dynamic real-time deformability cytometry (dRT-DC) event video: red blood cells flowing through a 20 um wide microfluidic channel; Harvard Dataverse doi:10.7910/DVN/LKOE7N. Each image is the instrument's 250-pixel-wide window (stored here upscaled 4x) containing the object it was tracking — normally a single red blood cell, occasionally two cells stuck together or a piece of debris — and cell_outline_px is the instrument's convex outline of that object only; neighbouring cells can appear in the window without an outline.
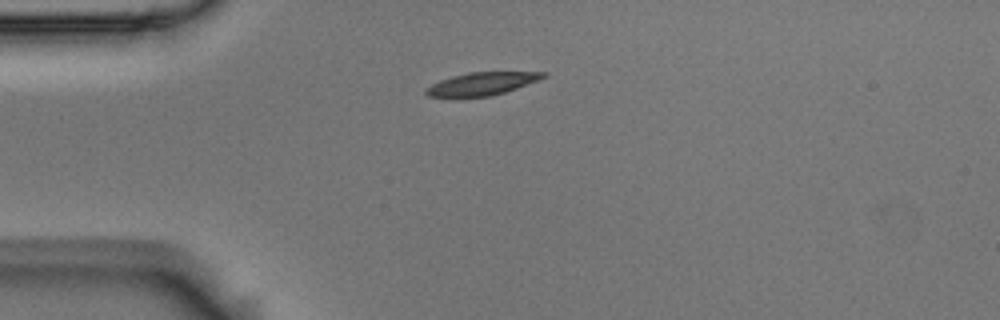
{"species": "Egyptian fruit bat (a non-hibernating species)", "species_latin": "Rousettus aegyptiacus", "temperature_condition": "room temperature", "stored_images_in_passage": 43, "camera_frame_rate_fps": 3000, "um_per_image_px": 0.085, "animal": {"sex": "male"}, "frame": {"image": 1, "passage_image": 1, "time_ms": 0.0, "image_size_px": [1000, 320], "cell_outline_px": [[548, 76], [516, 88], [492, 96], [428, 96], [424, 92], [424, 88], [440, 80], [452, 76], [468, 72], [548, 72]], "centroid_in_image_um": [40.96, 7.1], "position_along_channel_um": 44.0, "area_um2": 15.37}}
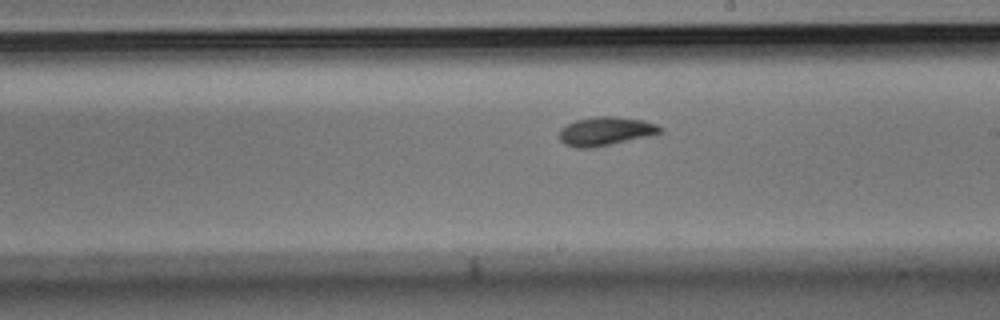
{"frame": {"image": 2, "passage_image": 19, "time_ms": 6.0, "image_size_px": [1000, 320], "cell_outline_px": [[664, 132], [652, 136], [592, 148], [576, 148], [564, 144], [556, 136], [560, 128], [576, 120], [596, 116], [616, 116], [644, 120], [656, 124], [664, 128]], "centroid_in_image_um": [51.49, 11.16], "position_along_channel_um": 237.5, "area_um2": 17.34}}
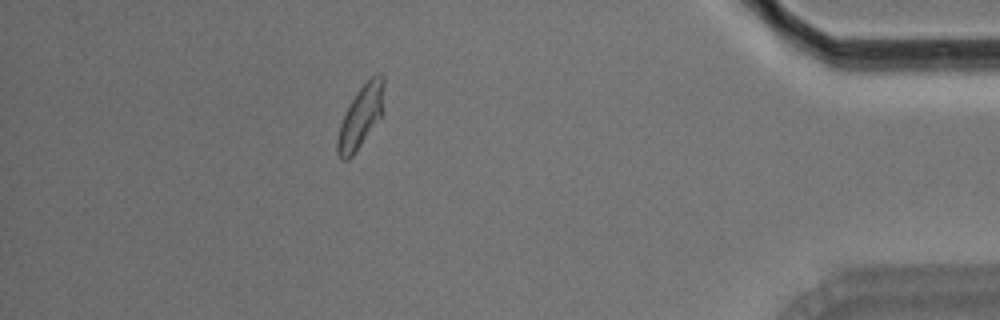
{"frame": {"image": 3, "passage_image": 37, "time_ms": 12.0, "image_size_px": [1000, 320], "cell_outline_px": [[384, 84], [380, 116], [352, 156], [348, 160], [340, 160], [336, 152], [336, 140], [340, 124], [352, 100], [360, 88], [376, 72], [380, 72], [384, 76]], "centroid_in_image_um": [30.63, 9.93], "position_along_channel_um": 404.6, "area_um2": 16.3}, "authors_computed_cell_mechanics": {"area_um2": 16.473, "velocity_mm_per_s": 3.5433, "shape_relaxation_time_tau1_ms": 4.2023, "shape_relaxation_time_tau2_ms": 2.3489, "deformation_change_tau1": 0.1233, "deformation_change_tau2": 0.0535}}